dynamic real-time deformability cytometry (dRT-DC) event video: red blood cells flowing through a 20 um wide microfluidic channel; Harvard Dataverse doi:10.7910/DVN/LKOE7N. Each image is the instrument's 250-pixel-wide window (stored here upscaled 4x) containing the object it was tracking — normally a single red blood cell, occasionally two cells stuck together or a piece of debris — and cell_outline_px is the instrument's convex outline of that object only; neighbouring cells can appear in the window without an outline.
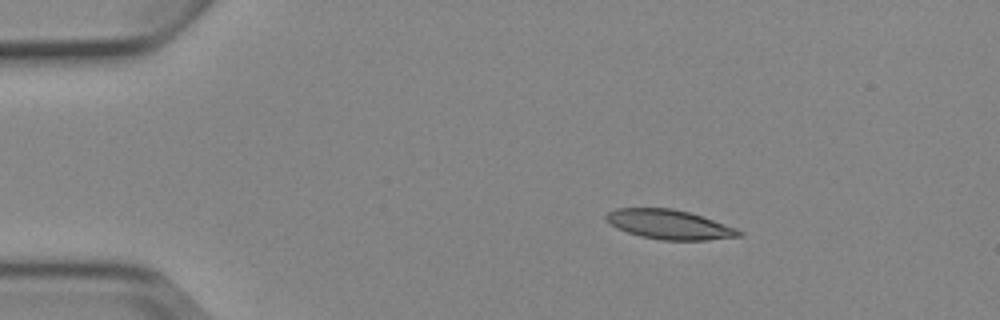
{"species": "Egyptian fruit bat (a non-hibernating species)", "species_latin": "Rousettus aegyptiacus", "temperature_condition": "cold", "stored_images_in_passage": 4, "camera_frame_rate_fps": 3000, "um_per_image_px": 0.085, "animal": {"sex": "female"}, "frame": {"image": 1, "passage_image": 2, "time_ms": 1.0, "image_size_px": [1000, 320], "cell_outline_px": [[744, 236], [708, 240], [660, 240], [640, 236], [616, 228], [604, 220], [604, 216], [608, 212], [616, 208], [672, 208], [688, 212], [736, 228], [744, 232]], "centroid_in_image_um": [56.87, 19.09], "position_along_channel_um": 28.1, "area_um2": 22.83}}